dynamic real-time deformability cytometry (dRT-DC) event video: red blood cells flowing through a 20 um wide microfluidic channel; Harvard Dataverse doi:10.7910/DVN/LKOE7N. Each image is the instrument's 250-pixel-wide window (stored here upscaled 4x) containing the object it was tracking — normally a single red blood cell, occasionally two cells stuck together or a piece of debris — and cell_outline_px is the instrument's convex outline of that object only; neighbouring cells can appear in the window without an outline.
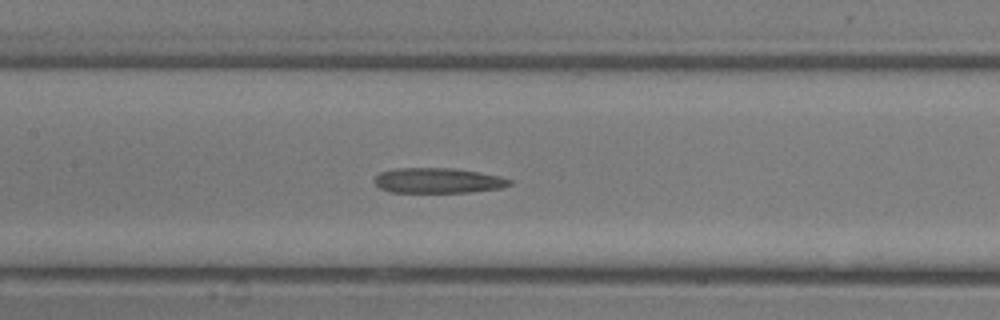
{"species": "common noctule bat (a hibernating species)", "species_latin": "Nyctalus noctula", "temperature_condition": "room temperature", "stored_images_in_passage": 13, "camera_frame_rate_fps": 3000, "um_per_image_px": 0.085, "animal": {"sex": "male", "body_mass_g": 13.3}, "frame": {"image": 1, "passage_image": 10, "time_ms": 3.0, "image_size_px": [1000, 320], "cell_outline_px": [[512, 184], [504, 188], [472, 192], [392, 192], [380, 188], [376, 184], [376, 176], [380, 172], [396, 168], [452, 168], [480, 172], [500, 176], [512, 180]], "centroid_in_image_um": [37.3, 15.35], "position_along_channel_um": 170.1, "area_um2": 19.88}}
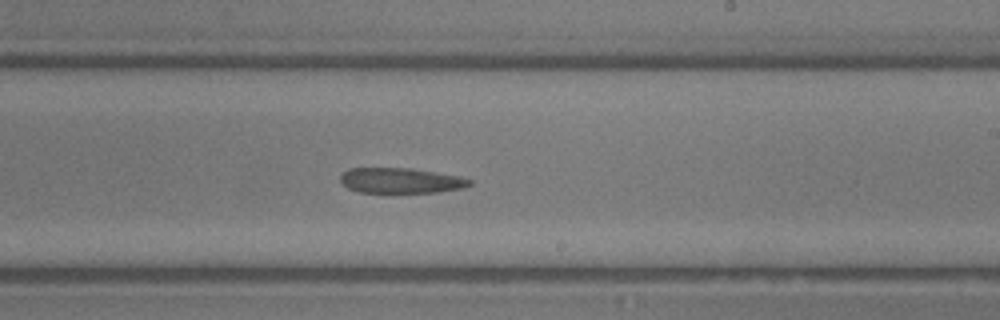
{"frame": {"image": 2, "passage_image": 13, "time_ms": 4.0, "image_size_px": [1000, 320], "cell_outline_px": [[472, 184], [460, 188], [440, 192], [388, 196], [384, 196], [360, 192], [348, 188], [340, 180], [340, 176], [348, 168], [412, 168], [460, 176], [472, 180]], "centroid_in_image_um": [34.04, 15.4], "position_along_channel_um": 255.0, "area_um2": 20.17}}